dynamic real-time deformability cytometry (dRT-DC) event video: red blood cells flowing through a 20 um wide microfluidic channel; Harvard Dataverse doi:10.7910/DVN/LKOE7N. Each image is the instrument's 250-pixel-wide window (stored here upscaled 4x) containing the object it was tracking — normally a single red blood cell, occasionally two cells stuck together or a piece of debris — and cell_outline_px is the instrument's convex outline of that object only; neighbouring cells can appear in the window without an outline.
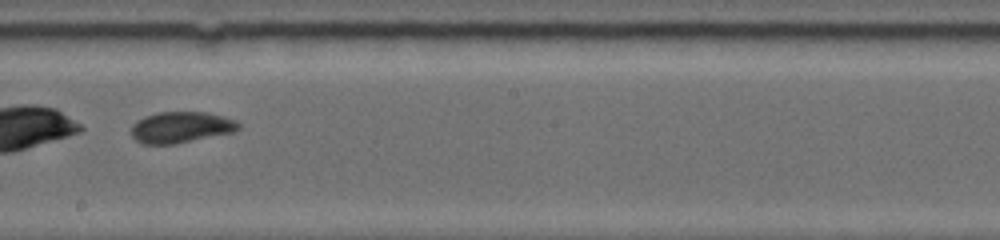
{"species": "common noctule bat (a hibernating species)", "species_latin": "Nyctalus noctula", "temperature_condition": "warm", "stored_images_in_passage": 37, "camera_frame_rate_fps": 5000, "um_per_image_px": 0.085, "animal": {"sex": "female", "body_mass_g": 19.0, "forearm_length_mm": 53.3}, "frame": {"image": 1, "passage_image": 16, "time_ms": 5.0, "image_size_px": [1000, 240], "cell_outline_px": [[240, 128], [236, 132], [176, 144], [140, 144], [132, 136], [132, 124], [136, 120], [144, 116], [156, 112], [208, 112], [224, 116], [236, 120], [240, 124]], "centroid_in_image_um": [15.4, 10.82], "position_along_channel_um": 232.8, "area_um2": 19.88}, "authors_computed_cell_mechanics": {"area_um2": 19.3052, "velocity_mm_per_s": 3.8839, "shape_relaxation_time_tau1_ms": 4.1174, "shape_relaxation_time_tau2_ms": 1.6009, "deformation_change_tau1": 0.0821, "deformation_change_tau2": 0.0568}}